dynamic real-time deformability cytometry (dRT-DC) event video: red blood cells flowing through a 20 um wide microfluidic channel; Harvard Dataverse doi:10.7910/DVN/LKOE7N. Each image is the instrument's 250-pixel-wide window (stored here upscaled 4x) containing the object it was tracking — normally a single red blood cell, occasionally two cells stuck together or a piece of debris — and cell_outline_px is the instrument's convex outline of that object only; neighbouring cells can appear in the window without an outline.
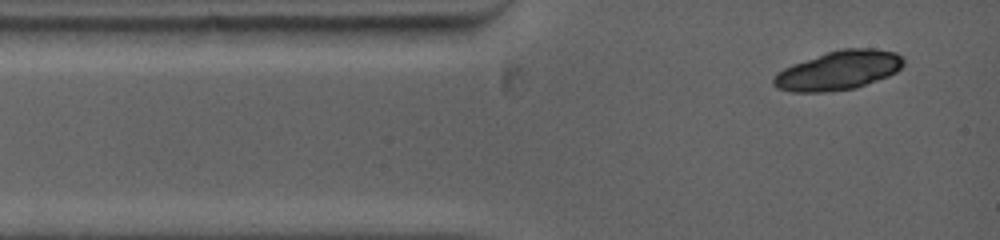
{"species": "common noctule bat (a hibernating species)", "species_latin": "Nyctalus noctula", "temperature_condition": "warm", "stored_images_in_passage": 4, "camera_frame_rate_fps": 5000, "um_per_image_px": 0.085, "animal": {"sex": "female", "body_mass_g": 19.0, "forearm_length_mm": 53.3}, "frame": {"image": 1, "passage_image": 1, "time_ms": 0.0, "image_size_px": [1000, 240], "cell_outline_px": [[904, 64], [896, 72], [888, 76], [856, 88], [824, 92], [792, 92], [776, 88], [772, 84], [772, 80], [776, 72], [792, 64], [828, 52], [844, 48], [872, 48], [896, 52], [904, 60]], "centroid_in_image_um": [71.25, 5.99], "position_along_channel_um": 13.7, "area_um2": 29.59}}